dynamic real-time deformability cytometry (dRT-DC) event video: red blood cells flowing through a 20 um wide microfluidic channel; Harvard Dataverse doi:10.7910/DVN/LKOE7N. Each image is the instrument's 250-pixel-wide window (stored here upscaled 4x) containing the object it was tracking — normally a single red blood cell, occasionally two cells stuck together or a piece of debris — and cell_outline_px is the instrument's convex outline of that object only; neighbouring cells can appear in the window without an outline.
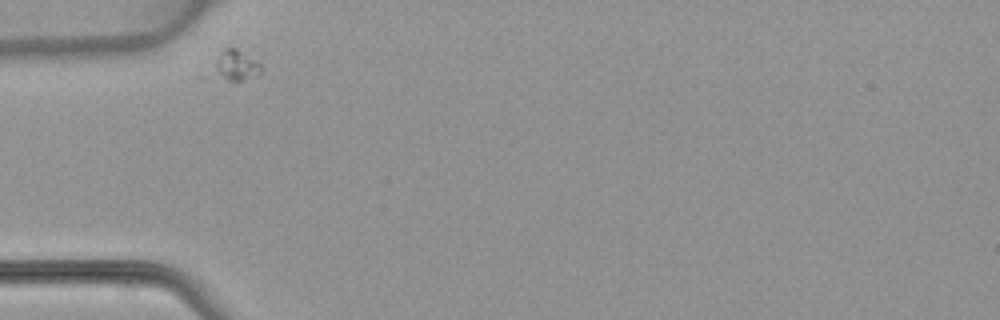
{"species": "common noctule bat (a hibernating species)", "species_latin": "Nyctalus noctula", "temperature_condition": "warm", "stored_images_in_passage": 30, "camera_frame_rate_fps": 3000, "um_per_image_px": 0.085, "animal": {"sex": "female", "body_mass_g": 22.7, "forearm_length_mm": 54.2}, "frame": {"image": 1, "passage_image": 1, "time_ms": 0.0, "image_size_px": [1000, 320], "cell_outline_px": [[264, 68], [256, 76], [244, 80], [200, 80], [196, 76], [224, 48], [236, 48], [260, 64]], "centroid_in_image_um": [19.6, 5.68], "position_along_channel_um": 65.4, "area_um2": 10.29}}
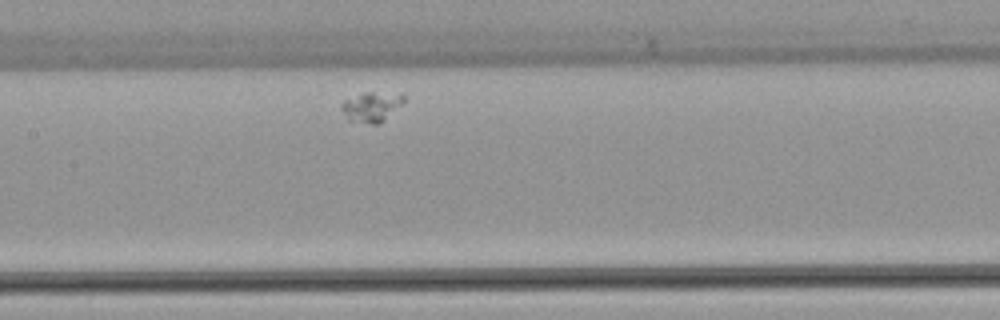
{"frame": {"image": 2, "passage_image": 11, "time_ms": 3.333, "image_size_px": [1000, 320], "cell_outline_px": [[404, 100], [384, 120], [376, 124], [372, 124], [348, 120], [340, 108], [344, 100], [364, 92], [372, 92], [404, 96]], "centroid_in_image_um": [31.49, 9.09], "position_along_channel_um": 175.9, "area_um2": 10.35}}
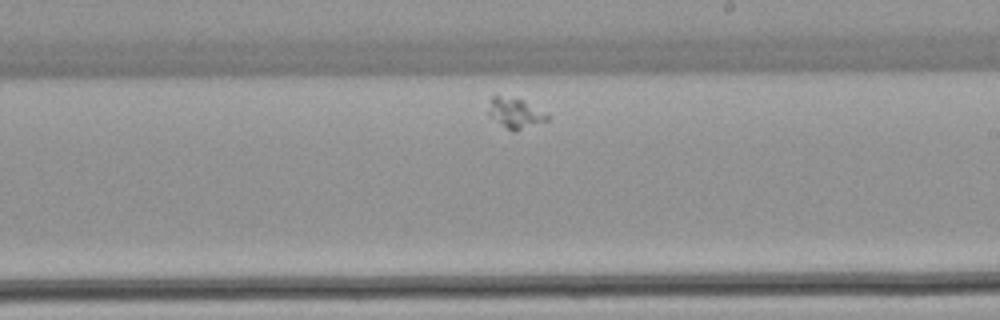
{"frame": {"image": 3, "passage_image": 17, "time_ms": 5.333, "image_size_px": [1000, 320], "cell_outline_px": [[548, 120], [516, 132], [512, 132], [488, 116], [488, 100], [492, 96], [500, 96], [524, 100], [544, 112], [548, 116]], "centroid_in_image_um": [43.75, 9.63], "position_along_channel_um": 245.3, "area_um2": 10.46}}